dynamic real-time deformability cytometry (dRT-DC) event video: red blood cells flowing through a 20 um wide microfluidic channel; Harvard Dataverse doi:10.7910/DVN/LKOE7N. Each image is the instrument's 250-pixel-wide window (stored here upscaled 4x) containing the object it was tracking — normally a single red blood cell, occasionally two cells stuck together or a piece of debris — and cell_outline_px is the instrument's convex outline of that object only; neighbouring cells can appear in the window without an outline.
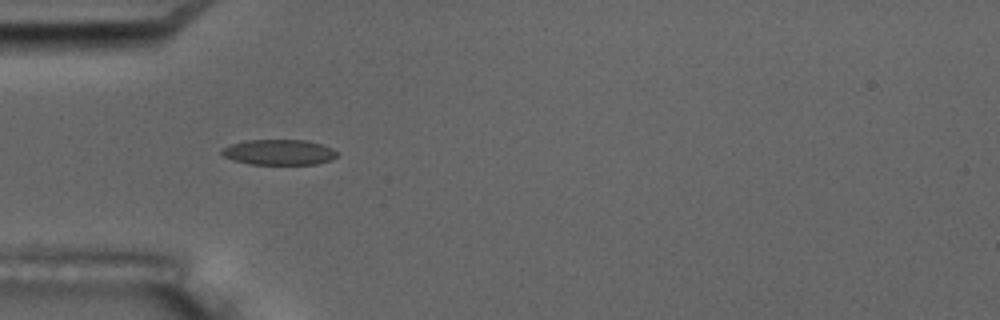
{"species": "common noctule bat (a hibernating species)", "species_latin": "Nyctalus noctula", "temperature_condition": "room temperature", "stored_images_in_passage": 3, "camera_frame_rate_fps": 3000, "um_per_image_px": 0.085, "animal": {"sex": "male", "body_mass_g": 17.5, "forearm_length_mm": 52.3}, "frame": {"image": 1, "passage_image": 2, "time_ms": 1.333, "image_size_px": [1000, 320], "cell_outline_px": [[336, 156], [332, 160], [316, 164], [248, 164], [232, 160], [224, 156], [220, 152], [220, 148], [244, 140], [304, 140], [320, 144], [332, 148], [336, 152]], "centroid_in_image_um": [23.66, 12.94], "position_along_channel_um": 61.3, "area_um2": 17.11}}